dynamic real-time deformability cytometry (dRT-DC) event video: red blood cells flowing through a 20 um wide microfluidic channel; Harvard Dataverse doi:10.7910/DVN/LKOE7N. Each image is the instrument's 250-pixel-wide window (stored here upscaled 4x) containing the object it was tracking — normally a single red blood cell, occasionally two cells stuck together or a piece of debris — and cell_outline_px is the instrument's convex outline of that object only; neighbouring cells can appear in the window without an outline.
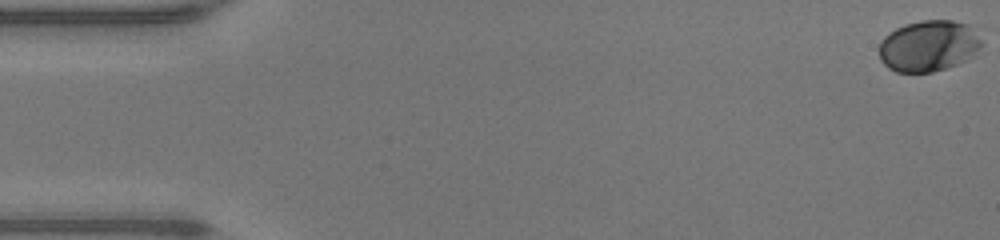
{"species": "human", "species_latin": "Homo sapiens", "temperature_condition": "warm", "stored_images_in_passage": 49, "camera_frame_rate_fps": 3000, "um_per_image_px": 0.085, "donor": {"sex": "male"}, "frame": {"image": 1, "passage_image": 1, "time_ms": 0.0, "image_size_px": [1000, 240], "cell_outline_px": [[984, 44], [976, 56], [956, 64], [932, 72], [896, 72], [888, 68], [880, 60], [880, 40], [888, 32], [904, 24], [920, 20], [952, 20], [968, 24], [984, 40]], "centroid_in_image_um": [78.97, 3.89], "position_along_channel_um": 6.0, "area_um2": 31.1}}
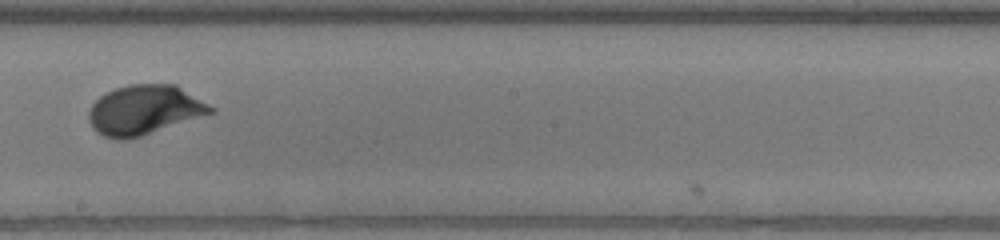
{"frame": {"image": 2, "passage_image": 28, "time_ms": 9.0, "image_size_px": [1000, 240], "cell_outline_px": [[216, 112], [140, 136], [120, 140], [116, 140], [104, 136], [96, 132], [92, 128], [88, 120], [88, 112], [92, 104], [104, 92], [128, 84], [176, 84], [216, 108]], "centroid_in_image_um": [12.26, 9.34], "position_along_channel_um": 235.9, "area_um2": 35.37}}
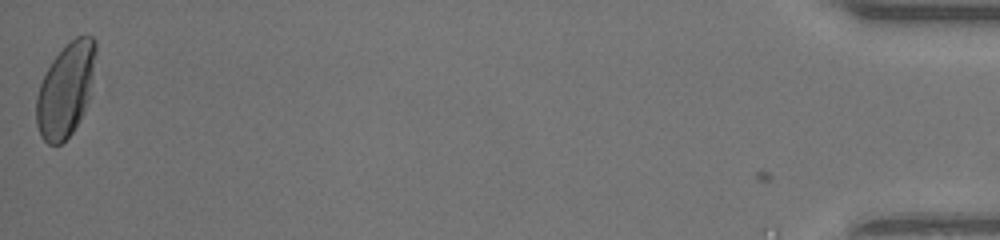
{"frame": {"image": 3, "passage_image": 49, "time_ms": 16.0, "image_size_px": [1000, 240], "cell_outline_px": [[96, 52], [88, 100], [84, 112], [80, 120], [72, 132], [60, 144], [48, 144], [40, 136], [36, 124], [36, 96], [40, 84], [52, 60], [76, 36], [84, 32], [92, 36], [96, 40]], "centroid_in_image_um": [5.58, 7.63], "position_along_channel_um": 429.6, "area_um2": 32.19}, "authors_computed_cell_mechanics": {"area_um2": 31.9634, "velocity_mm_per_s": 4.2887, "shape_relaxation_time_tau1_ms": 1.9503, "shape_relaxation_time_tau2_ms": null, "deformation_change_tau1": 0.128, "deformation_change_tau2": null}}